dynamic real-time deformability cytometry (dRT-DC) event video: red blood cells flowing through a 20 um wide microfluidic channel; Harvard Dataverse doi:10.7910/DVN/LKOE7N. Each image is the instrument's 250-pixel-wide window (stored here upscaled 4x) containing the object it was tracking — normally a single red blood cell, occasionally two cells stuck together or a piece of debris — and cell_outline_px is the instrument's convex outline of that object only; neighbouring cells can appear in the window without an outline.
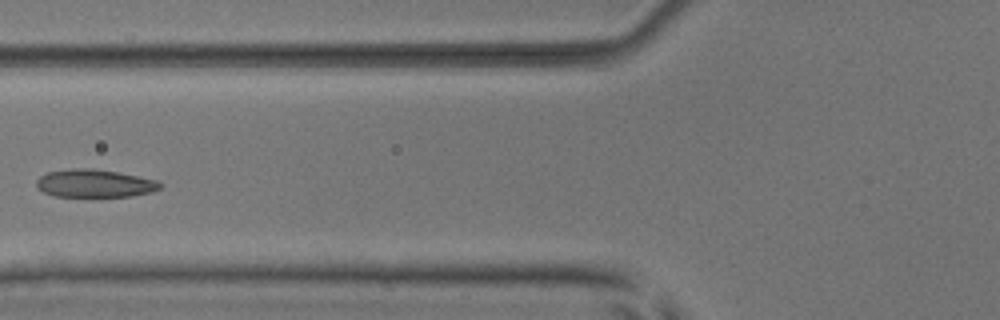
{"species": "common noctule bat (a hibernating species)", "species_latin": "Nyctalus noctula", "temperature_condition": "room temperature", "stored_images_in_passage": 7, "camera_frame_rate_fps": 3000, "um_per_image_px": 0.085, "animal": {"sex": "male", "body_mass_g": 17.9, "forearm_length_mm": 54.2}, "frame": {"image": 1, "passage_image": 6, "time_ms": 1.667, "image_size_px": [1000, 320], "cell_outline_px": [[164, 184], [160, 188], [152, 192], [132, 196], [56, 196], [44, 192], [36, 184], [36, 180], [40, 176], [48, 172], [72, 168], [92, 168], [116, 172], [160, 180]], "centroid_in_image_um": [8.1, 15.58], "position_along_channel_um": 117.7, "area_um2": 20.06}}
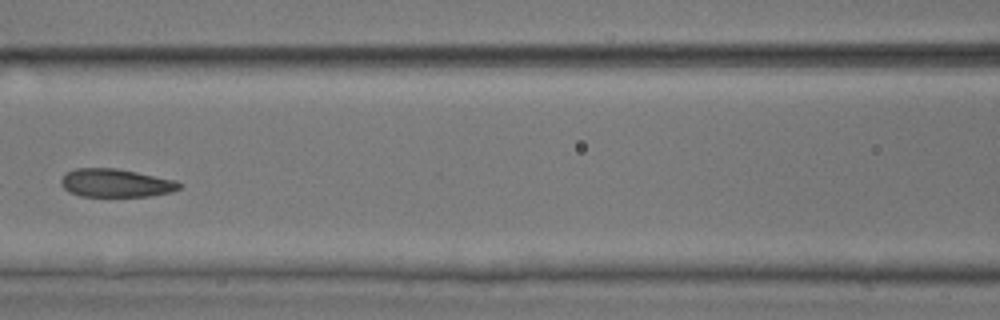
{"frame": {"image": 2, "passage_image": 7, "time_ms": 2.0, "image_size_px": [1000, 320], "cell_outline_px": [[180, 188], [172, 192], [148, 196], [80, 196], [68, 192], [60, 184], [60, 180], [68, 172], [76, 168], [116, 168], [176, 180], [180, 184]], "centroid_in_image_um": [9.82, 15.56], "position_along_channel_um": 156.8, "area_um2": 19.36}}